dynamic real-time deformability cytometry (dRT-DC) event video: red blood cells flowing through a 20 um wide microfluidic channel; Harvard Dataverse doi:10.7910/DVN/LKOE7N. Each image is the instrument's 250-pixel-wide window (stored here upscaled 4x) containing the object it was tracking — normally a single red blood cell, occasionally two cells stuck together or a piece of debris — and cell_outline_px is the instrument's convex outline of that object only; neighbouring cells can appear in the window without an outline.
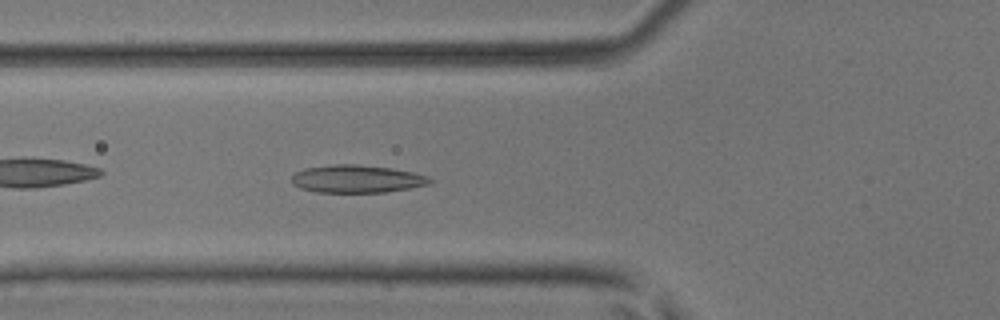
{"species": "common noctule bat (a hibernating species)", "species_latin": "Nyctalus noctula", "temperature_condition": "room temperature", "stored_images_in_passage": 5, "camera_frame_rate_fps": 3000, "um_per_image_px": 0.085, "animal": {"sex": "male", "body_mass_g": 17.9, "forearm_length_mm": 54.2}, "frame": {"image": 1, "passage_image": 5, "time_ms": 1.333, "image_size_px": [1000, 320], "cell_outline_px": [[436, 180], [428, 184], [408, 188], [384, 192], [316, 192], [300, 188], [292, 184], [292, 176], [296, 172], [304, 168], [332, 164], [356, 164], [392, 168], [416, 172], [428, 176]], "centroid_in_image_um": [30.35, 15.19], "position_along_channel_um": 95.5, "area_um2": 22.48}}